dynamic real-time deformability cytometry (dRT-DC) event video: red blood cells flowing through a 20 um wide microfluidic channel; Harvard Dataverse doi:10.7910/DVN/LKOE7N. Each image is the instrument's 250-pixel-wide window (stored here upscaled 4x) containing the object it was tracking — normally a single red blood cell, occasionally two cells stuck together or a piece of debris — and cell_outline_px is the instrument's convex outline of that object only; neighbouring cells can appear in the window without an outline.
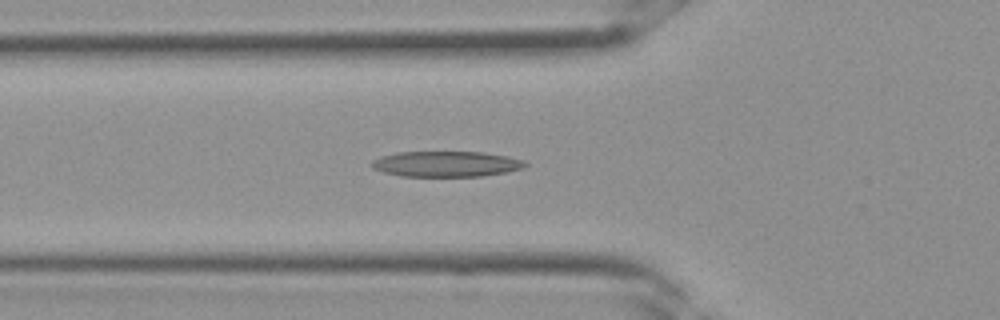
{"species": "Egyptian fruit bat (a non-hibernating species)", "species_latin": "Rousettus aegyptiacus", "temperature_condition": "room temperature", "stored_images_in_passage": 33, "camera_frame_rate_fps": 3000, "um_per_image_px": 0.085, "frame": {"image": 1, "passage_image": 11, "time_ms": 3.333, "image_size_px": [1000, 320], "cell_outline_px": [[528, 164], [524, 168], [508, 172], [480, 176], [400, 176], [384, 172], [372, 168], [372, 160], [396, 152], [484, 152], [508, 156], [524, 160]], "centroid_in_image_um": [37.98, 13.94], "position_along_channel_um": 87.8, "area_um2": 22.89}}
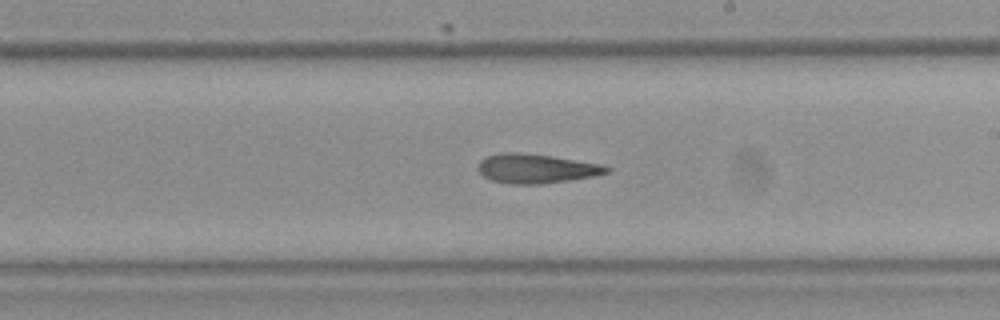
{"frame": {"image": 2, "passage_image": 19, "time_ms": 6.0, "image_size_px": [1000, 320], "cell_outline_px": [[612, 168], [608, 172], [596, 176], [540, 184], [512, 184], [492, 180], [484, 176], [480, 172], [480, 160], [484, 156], [500, 152], [520, 152], [552, 156], [604, 164]], "centroid_in_image_um": [45.61, 14.31], "position_along_channel_um": 243.4, "area_um2": 22.02}}
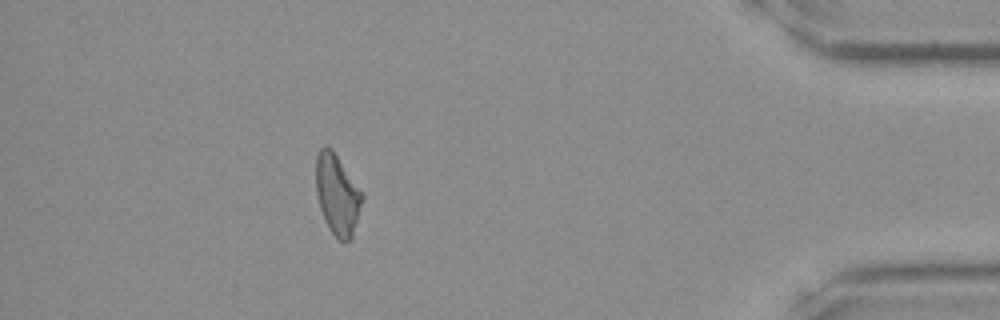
{"frame": {"image": 3, "passage_image": 30, "time_ms": 9.667, "image_size_px": [1000, 320], "cell_outline_px": [[364, 200], [352, 240], [340, 240], [328, 228], [324, 220], [320, 208], [316, 192], [316, 156], [320, 148], [324, 144], [332, 148], [364, 196]], "centroid_in_image_um": [28.67, 16.54], "position_along_channel_um": 406.5, "area_um2": 21.79}}